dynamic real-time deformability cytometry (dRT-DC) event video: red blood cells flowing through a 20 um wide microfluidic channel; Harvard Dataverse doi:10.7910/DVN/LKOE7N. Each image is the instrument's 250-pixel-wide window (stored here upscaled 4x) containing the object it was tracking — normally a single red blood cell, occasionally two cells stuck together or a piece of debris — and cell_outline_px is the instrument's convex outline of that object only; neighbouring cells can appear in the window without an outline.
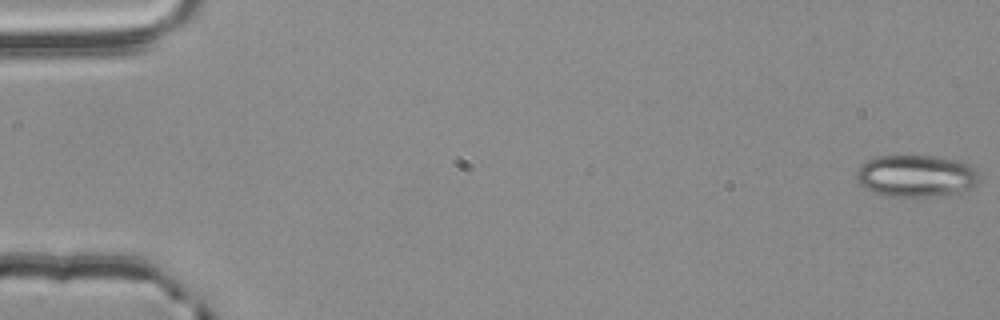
{"species": "common noctule bat (a hibernating species)", "species_latin": "Nyctalus noctula", "temperature_condition": "room temperature", "stored_images_in_passage": 56, "camera_frame_rate_fps": 3000, "um_per_image_px": 0.085, "animal": {"sex": "male", "body_mass_g": 20.4}, "frame": {"image": 1, "passage_image": 1, "time_ms": 0.0, "image_size_px": [1000, 320], "cell_outline_px": [[980, 180], [972, 188], [960, 192], [932, 196], [892, 196], [872, 192], [860, 184], [856, 180], [856, 172], [868, 160], [876, 156], [932, 156], [960, 160], [976, 168], [980, 172]], "centroid_in_image_um": [77.93, 14.94], "position_along_channel_um": 7.1, "area_um2": 30.11}}
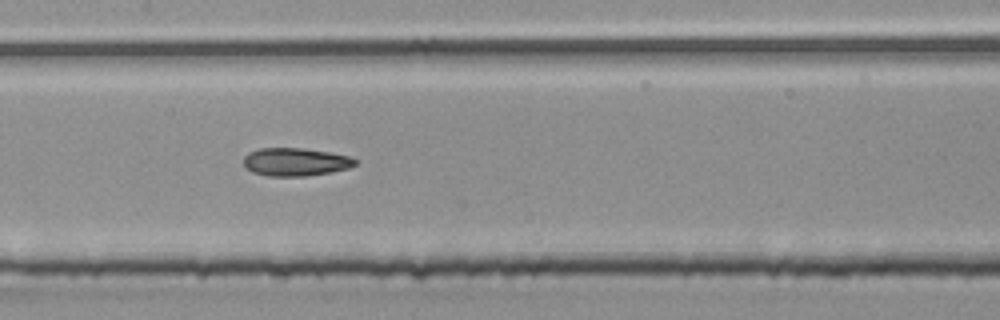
{"frame": {"image": 2, "passage_image": 28, "time_ms": 9.0, "image_size_px": [1000, 320], "cell_outline_px": [[356, 164], [348, 168], [332, 172], [304, 176], [268, 176], [252, 172], [244, 168], [244, 156], [248, 152], [260, 148], [304, 148], [352, 156], [356, 160]], "centroid_in_image_um": [25.1, 13.76], "position_along_channel_um": 182.3, "area_um2": 18.38}}
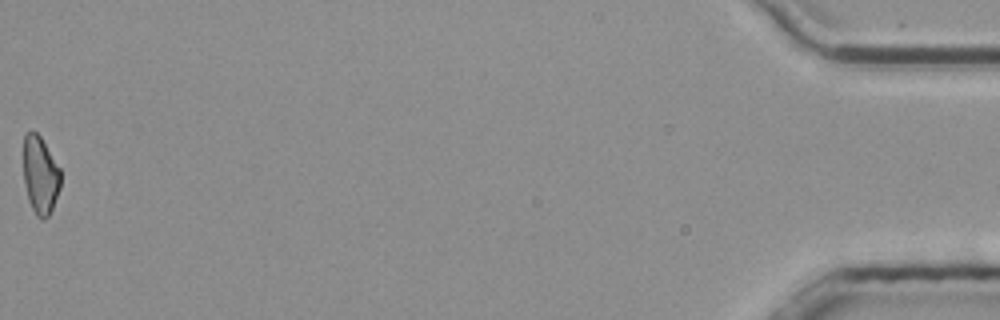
{"frame": {"image": 3, "passage_image": 56, "time_ms": 18.333, "image_size_px": [1000, 320], "cell_outline_px": [[60, 188], [52, 208], [48, 216], [44, 220], [40, 220], [36, 216], [28, 200], [24, 184], [24, 132], [32, 128], [40, 136], [60, 168]], "centroid_in_image_um": [3.41, 14.87], "position_along_channel_um": 431.8, "area_um2": 16.99}, "authors_computed_cell_mechanics": {"area_um2": 18.4671, "velocity_mm_per_s": 3.8107, "shape_relaxation_time_tau1_ms": null, "shape_relaxation_time_tau2_ms": 4.3843, "deformation_change_tau1": null, "deformation_change_tau2": 0.1217}}